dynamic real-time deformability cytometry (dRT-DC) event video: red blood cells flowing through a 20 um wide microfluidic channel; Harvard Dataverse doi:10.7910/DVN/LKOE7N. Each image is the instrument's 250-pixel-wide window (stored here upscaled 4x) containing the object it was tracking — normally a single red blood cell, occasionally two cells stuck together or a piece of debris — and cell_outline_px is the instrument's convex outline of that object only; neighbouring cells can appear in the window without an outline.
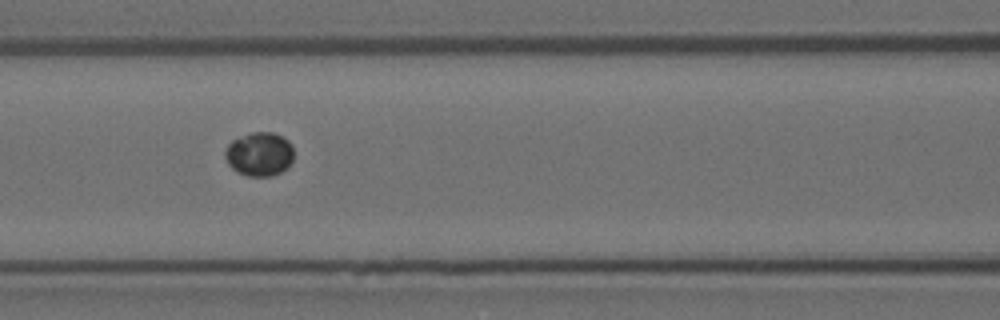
{"species": "Egyptian fruit bat (a non-hibernating species)", "species_latin": "Rousettus aegyptiacus", "temperature_condition": "room temperature", "stored_images_in_passage": 9, "camera_frame_rate_fps": 3000, "um_per_image_px": 0.085, "animal": {"sex": "female"}, "frame": {"image": 1, "passage_image": 4, "time_ms": 1.0, "image_size_px": [1000, 320], "cell_outline_px": [[292, 160], [288, 168], [272, 176], [248, 176], [236, 172], [228, 164], [224, 156], [224, 152], [228, 144], [232, 140], [252, 132], [272, 132], [284, 136], [292, 144]], "centroid_in_image_um": [22.04, 13.1], "position_along_channel_um": 144.6, "area_um2": 17.74}}
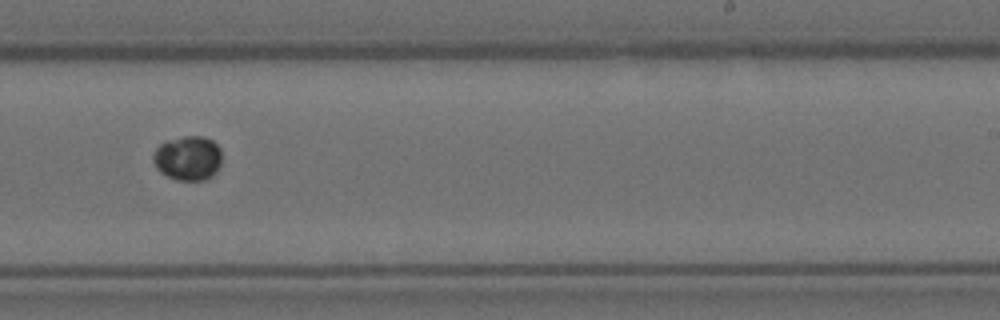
{"frame": {"image": 2, "passage_image": 7, "time_ms": 2.0, "image_size_px": [1000, 320], "cell_outline_px": [[220, 164], [216, 172], [212, 176], [204, 180], [176, 180], [160, 172], [156, 168], [152, 160], [152, 156], [156, 148], [160, 144], [168, 140], [184, 136], [204, 136], [212, 140], [220, 148]], "centroid_in_image_um": [15.96, 13.44], "position_along_channel_um": 273.0, "area_um2": 17.86}}
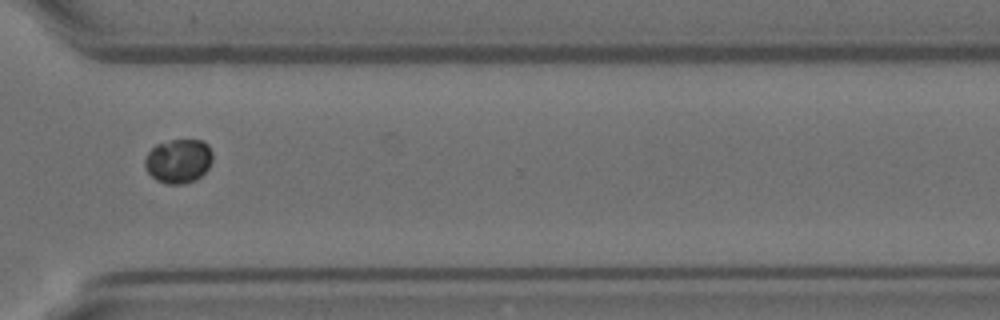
{"frame": {"image": 3, "passage_image": 9, "time_ms": 2.667, "image_size_px": [1000, 320], "cell_outline_px": [[212, 160], [208, 168], [196, 180], [184, 184], [168, 184], [156, 180], [144, 168], [144, 160], [148, 152], [156, 144], [172, 140], [204, 140], [208, 144], [212, 152]], "centroid_in_image_um": [15.17, 13.68], "position_along_channel_um": 355.4, "area_um2": 17.51}}